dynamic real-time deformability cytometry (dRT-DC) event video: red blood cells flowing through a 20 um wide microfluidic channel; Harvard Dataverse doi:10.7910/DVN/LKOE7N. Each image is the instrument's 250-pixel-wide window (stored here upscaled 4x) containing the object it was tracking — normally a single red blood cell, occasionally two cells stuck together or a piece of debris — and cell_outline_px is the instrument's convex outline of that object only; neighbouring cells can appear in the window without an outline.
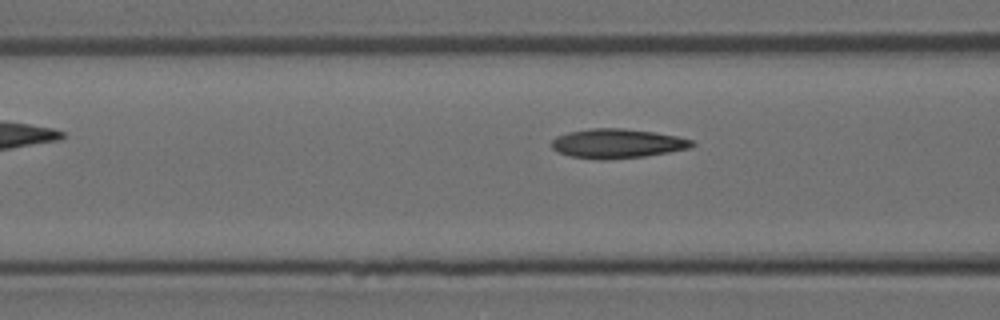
{"species": "Egyptian fruit bat (a non-hibernating species)", "species_latin": "Rousettus aegyptiacus", "temperature_condition": "room temperature", "stored_images_in_passage": 5, "camera_frame_rate_fps": 3000, "um_per_image_px": 0.085, "animal": {"sex": "female"}, "frame": {"image": 1, "passage_image": 5, "time_ms": 6.0, "image_size_px": [1000, 320], "cell_outline_px": [[696, 144], [688, 148], [668, 152], [644, 156], [604, 160], [600, 160], [568, 156], [556, 152], [552, 148], [552, 140], [556, 136], [568, 132], [592, 128], [624, 128], [652, 132], [676, 136], [692, 140]], "centroid_in_image_um": [52.41, 12.2], "position_along_channel_um": 114.2, "area_um2": 23.99}}